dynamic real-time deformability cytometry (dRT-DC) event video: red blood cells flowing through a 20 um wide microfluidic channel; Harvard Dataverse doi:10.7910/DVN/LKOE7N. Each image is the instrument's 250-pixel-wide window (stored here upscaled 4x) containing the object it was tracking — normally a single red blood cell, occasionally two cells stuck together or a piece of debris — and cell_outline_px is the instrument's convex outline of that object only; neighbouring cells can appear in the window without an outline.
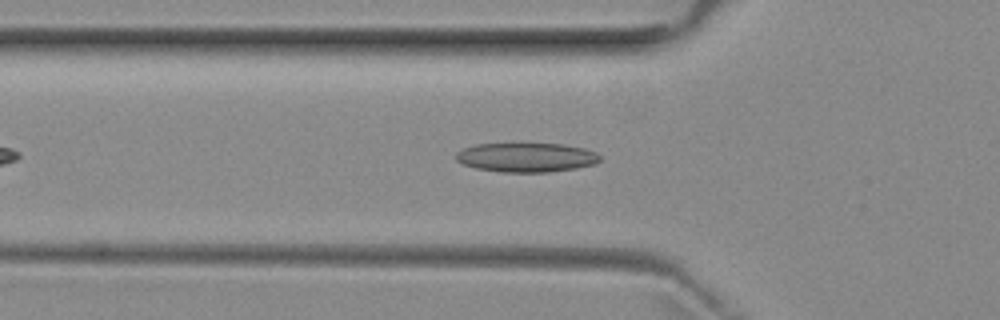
{"species": "common noctule bat (a hibernating species)", "species_latin": "Nyctalus noctula", "temperature_condition": "room temperature", "stored_images_in_passage": 42, "camera_frame_rate_fps": 3000, "um_per_image_px": 0.085, "animal": {"sex": "female", "body_mass_g": 29.2, "forearm_length_mm": 56.3}, "frame": {"image": 1, "passage_image": 10, "time_ms": 3.0, "image_size_px": [1000, 320], "cell_outline_px": [[600, 160], [596, 164], [576, 168], [548, 172], [500, 172], [476, 168], [464, 164], [456, 160], [456, 152], [464, 148], [476, 144], [564, 144], [584, 148], [596, 152], [600, 156]], "centroid_in_image_um": [44.76, 13.38], "position_along_channel_um": 81.0, "area_um2": 24.51}}
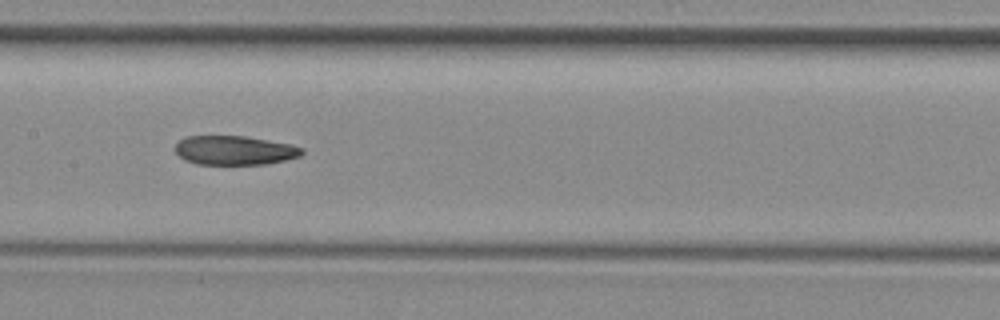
{"frame": {"image": 2, "passage_image": 18, "time_ms": 5.667, "image_size_px": [1000, 320], "cell_outline_px": [[304, 152], [300, 156], [268, 164], [196, 164], [184, 160], [176, 152], [176, 144], [180, 140], [188, 136], [244, 136], [292, 144], [304, 148]], "centroid_in_image_um": [19.97, 12.78], "position_along_channel_um": 187.4, "area_um2": 21.5}}
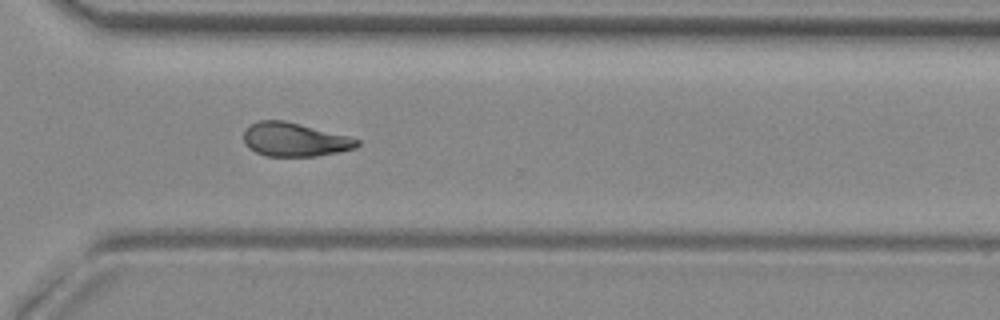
{"frame": {"image": 3, "passage_image": 30, "time_ms": 9.667, "image_size_px": [1000, 320], "cell_outline_px": [[360, 144], [356, 148], [316, 156], [264, 156], [248, 148], [244, 144], [244, 128], [260, 120], [284, 120], [300, 124], [360, 140]], "centroid_in_image_um": [24.98, 11.87], "position_along_channel_um": 345.6, "area_um2": 22.08}, "authors_computed_cell_mechanics": {"area_um2": 22.6287, "velocity_mm_per_s": 3.9651, "shape_relaxation_time_tau1_ms": null, "shape_relaxation_time_tau2_ms": 6.6863, "deformation_change_tau1": null, "deformation_change_tau2": 0.1469}}